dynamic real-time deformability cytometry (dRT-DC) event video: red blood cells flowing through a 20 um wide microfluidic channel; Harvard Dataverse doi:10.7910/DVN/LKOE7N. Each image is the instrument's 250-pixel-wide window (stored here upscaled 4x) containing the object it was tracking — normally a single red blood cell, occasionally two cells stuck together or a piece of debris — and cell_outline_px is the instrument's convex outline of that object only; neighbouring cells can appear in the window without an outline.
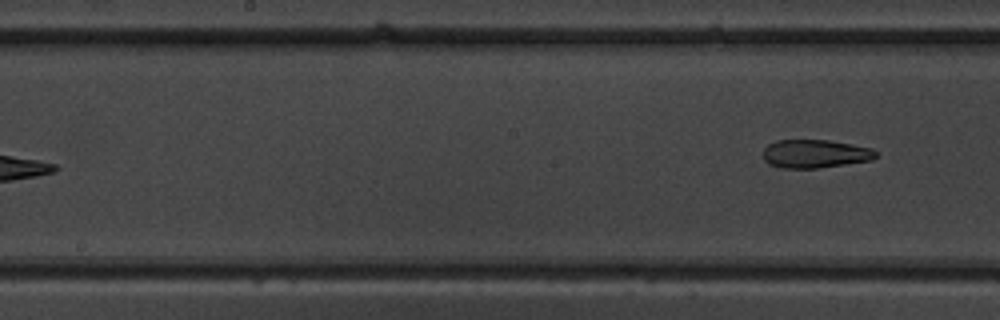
{"species": "common noctule bat (a hibernating species)", "species_latin": "Nyctalus noctula", "temperature_condition": "warm", "stored_images_in_passage": 9, "segment_of_instrument_passage": [2, 2], "camera_frame_rate_fps": 3000, "um_per_image_px": 0.085, "animal": {"sex": "male", "body_mass_g": 19.5, "forearm_length_mm": 54.6}, "frame": {"image": 1, "passage_image": 9, "time_ms": 9.333, "image_size_px": [1000, 320], "cell_outline_px": [[876, 156], [872, 160], [816, 168], [780, 168], [768, 164], [764, 160], [764, 148], [768, 144], [776, 140], [828, 140], [872, 148], [876, 152]], "centroid_in_image_um": [69.24, 13.07], "position_along_channel_um": 179.0, "area_um2": 18.55}}